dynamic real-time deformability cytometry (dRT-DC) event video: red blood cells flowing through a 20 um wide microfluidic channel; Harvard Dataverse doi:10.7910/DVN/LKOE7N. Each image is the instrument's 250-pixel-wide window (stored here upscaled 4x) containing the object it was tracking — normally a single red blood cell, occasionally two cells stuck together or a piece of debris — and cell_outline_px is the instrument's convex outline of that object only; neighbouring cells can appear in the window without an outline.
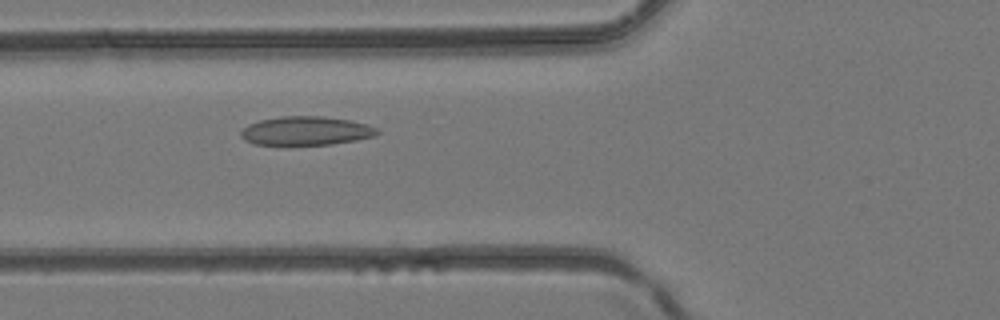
{"species": "common noctule bat (a hibernating species)", "species_latin": "Nyctalus noctula", "temperature_condition": "room temperature", "stored_images_in_passage": 39, "camera_frame_rate_fps": 3000, "um_per_image_px": 0.085, "animal": {"sex": "female", "body_mass_g": 24.6, "forearm_length_mm": 56.2}, "frame": {"image": 1, "passage_image": 13, "time_ms": 4.0, "image_size_px": [1000, 320], "cell_outline_px": [[380, 132], [376, 136], [356, 140], [332, 144], [284, 148], [252, 144], [244, 140], [240, 136], [240, 132], [248, 124], [260, 120], [280, 116], [324, 116], [348, 120], [368, 124], [376, 128]], "centroid_in_image_um": [25.94, 11.17], "position_along_channel_um": 99.9, "area_um2": 23.99}}
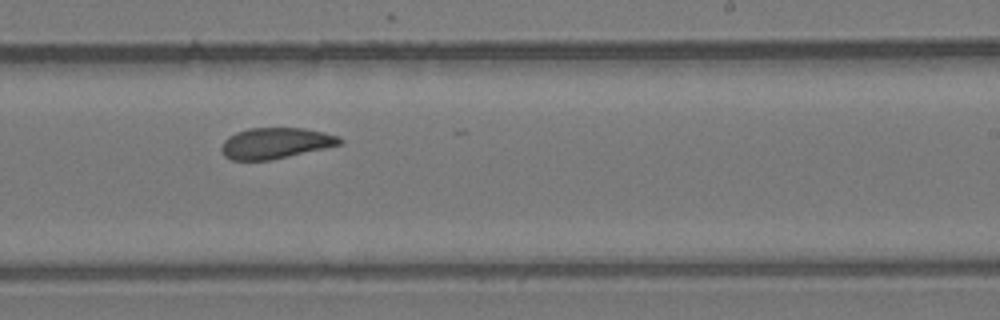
{"frame": {"image": 2, "passage_image": 23, "time_ms": 7.333, "image_size_px": [1000, 320], "cell_outline_px": [[344, 140], [340, 144], [324, 148], [272, 160], [232, 160], [224, 156], [220, 148], [224, 140], [228, 136], [236, 132], [248, 128], [304, 128], [336, 136]], "centroid_in_image_um": [23.36, 12.17], "position_along_channel_um": 265.6, "area_um2": 21.15}}
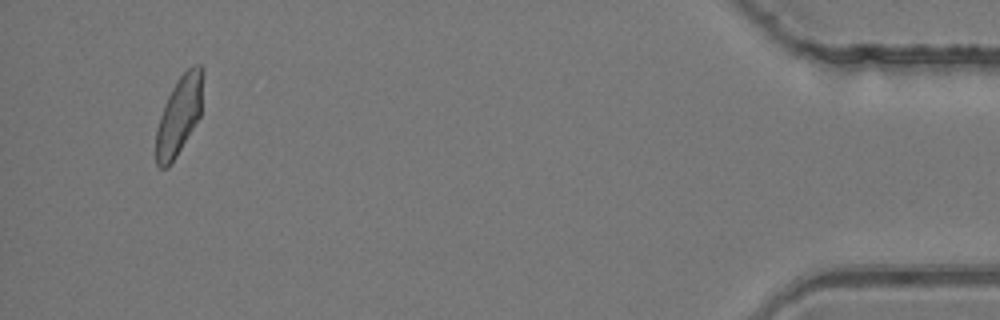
{"frame": {"image": 3, "passage_image": 37, "time_ms": 12.0, "image_size_px": [1000, 320], "cell_outline_px": [[204, 68], [200, 116], [176, 156], [168, 168], [160, 168], [156, 164], [156, 128], [160, 116], [168, 96], [176, 80], [192, 64], [200, 64]], "centroid_in_image_um": [15.23, 9.77], "position_along_channel_um": 420.0, "area_um2": 21.44}}